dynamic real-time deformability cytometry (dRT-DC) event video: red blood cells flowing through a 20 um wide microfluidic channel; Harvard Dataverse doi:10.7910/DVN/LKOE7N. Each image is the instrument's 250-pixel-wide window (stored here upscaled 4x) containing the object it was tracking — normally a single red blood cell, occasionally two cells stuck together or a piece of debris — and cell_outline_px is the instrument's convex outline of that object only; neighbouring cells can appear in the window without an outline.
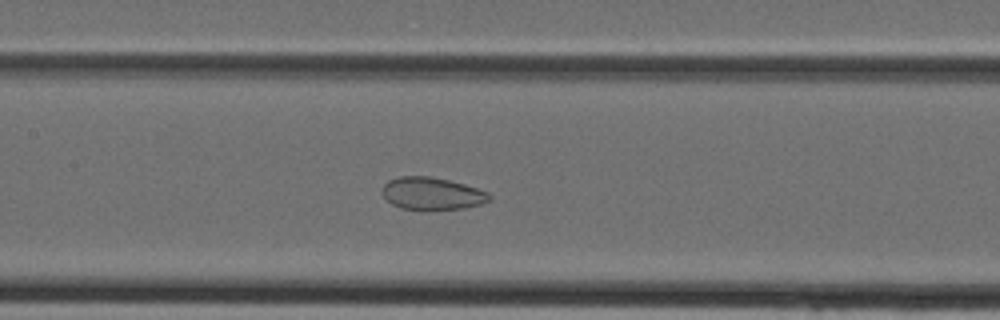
{"species": "Egyptian fruit bat (a non-hibernating species)", "species_latin": "Rousettus aegyptiacus", "temperature_condition": "cold", "stored_images_in_passage": 30, "segment_of_instrument_passage": [1, 2], "camera_frame_rate_fps": 3000, "um_per_image_px": 0.085, "animal": {"sex": "female"}, "frame": {"image": 1, "passage_image": 8, "time_ms": 2.333, "image_size_px": [1000, 320], "cell_outline_px": [[492, 200], [480, 204], [464, 208], [428, 212], [400, 208], [392, 204], [380, 192], [380, 188], [388, 180], [400, 176], [428, 176], [448, 180], [464, 184], [488, 192], [492, 196]], "centroid_in_image_um": [36.7, 16.48], "position_along_channel_um": 170.7, "area_um2": 20.87}}
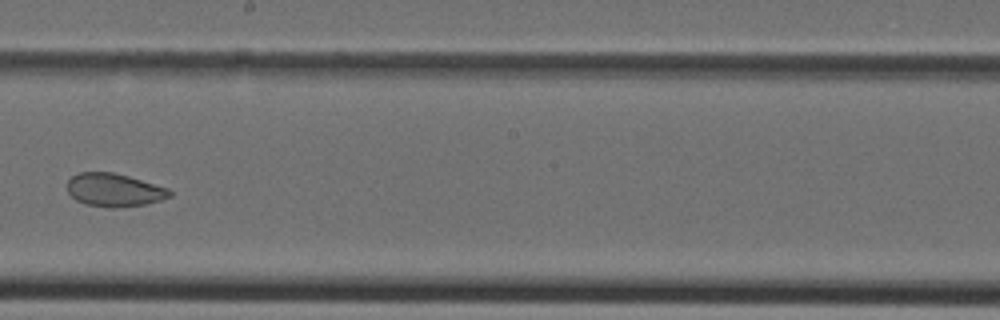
{"frame": {"image": 2, "passage_image": 12, "time_ms": 3.667, "image_size_px": [1000, 320], "cell_outline_px": [[172, 196], [160, 200], [144, 204], [120, 208], [108, 208], [84, 204], [76, 200], [68, 192], [68, 180], [72, 176], [80, 172], [112, 172], [128, 176], [168, 188], [172, 192]], "centroid_in_image_um": [9.7, 16.16], "position_along_channel_um": 238.5, "area_um2": 19.83}}
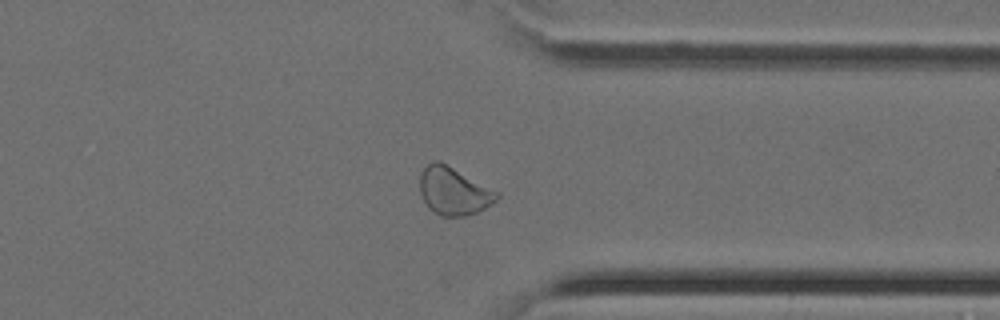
{"frame": {"image": 3, "passage_image": 20, "time_ms": 6.333, "image_size_px": [1000, 320], "cell_outline_px": [[500, 196], [492, 204], [476, 212], [464, 216], [440, 216], [432, 212], [428, 208], [420, 192], [420, 172], [432, 160], [440, 160], [500, 192]], "centroid_in_image_um": [38.56, 16.23], "position_along_channel_um": 372.8, "area_um2": 21.68}}